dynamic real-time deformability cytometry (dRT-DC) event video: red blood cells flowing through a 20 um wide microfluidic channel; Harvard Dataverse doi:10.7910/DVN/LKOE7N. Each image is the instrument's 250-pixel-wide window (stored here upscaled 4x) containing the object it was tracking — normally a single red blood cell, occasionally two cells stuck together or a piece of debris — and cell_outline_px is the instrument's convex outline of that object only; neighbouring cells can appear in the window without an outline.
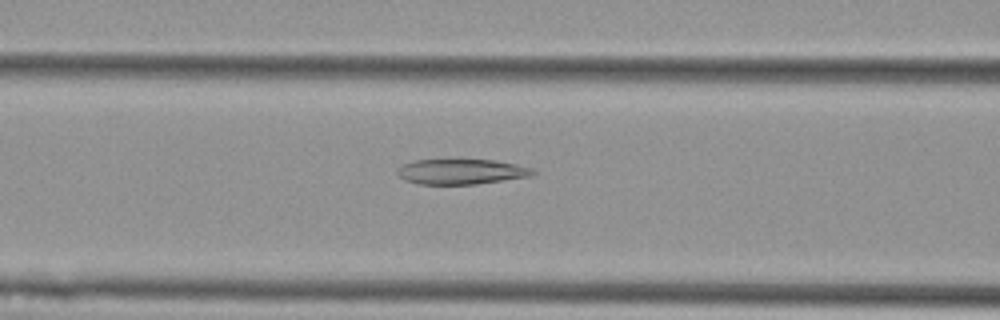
{"species": "Egyptian fruit bat (a non-hibernating species)", "species_latin": "Rousettus aegyptiacus", "temperature_condition": "cold", "stored_images_in_passage": 48, "camera_frame_rate_fps": 3000, "um_per_image_px": 0.085, "animal": {"sex": "female"}, "frame": {"image": 1, "passage_image": 16, "time_ms": 5.0, "image_size_px": [1000, 320], "cell_outline_px": [[536, 172], [532, 176], [476, 184], [420, 184], [404, 180], [396, 172], [396, 168], [404, 164], [416, 160], [492, 160], [516, 164], [532, 168]], "centroid_in_image_um": [39.21, 14.59], "position_along_channel_um": 127.4, "area_um2": 19.83}}
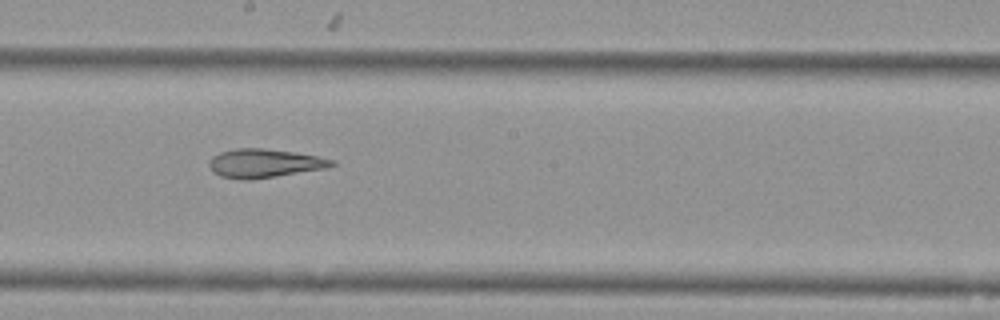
{"frame": {"image": 2, "passage_image": 24, "time_ms": 7.667, "image_size_px": [1000, 320], "cell_outline_px": [[336, 164], [328, 168], [276, 176], [248, 180], [240, 180], [220, 176], [212, 172], [208, 164], [208, 160], [212, 156], [220, 152], [236, 148], [264, 148], [296, 152], [336, 160]], "centroid_in_image_um": [22.45, 13.88], "position_along_channel_um": 225.7, "area_um2": 20.75}}
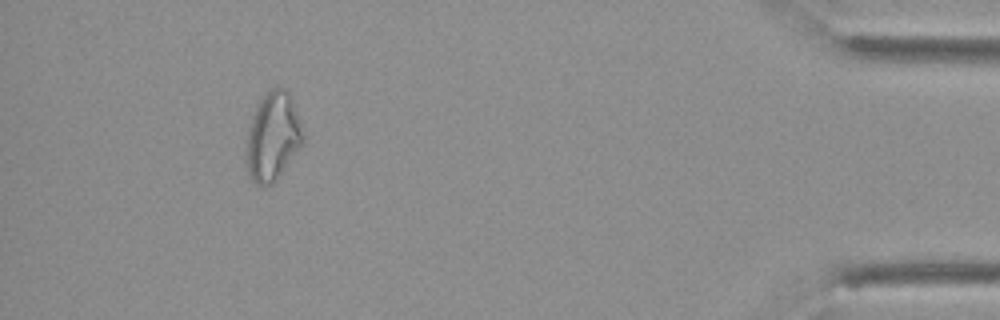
{"frame": {"image": 3, "passage_image": 44, "time_ms": 14.333, "image_size_px": [1000, 320], "cell_outline_px": [[304, 140], [276, 180], [272, 184], [256, 184], [248, 176], [248, 128], [256, 104], [260, 96], [272, 88], [284, 88], [288, 92], [296, 112], [300, 124]], "centroid_in_image_um": [23.17, 11.58], "position_along_channel_um": 412.0, "area_um2": 28.38}, "authors_computed_cell_mechanics": {"area_um2": 23.4668, "velocity_mm_per_s": 3.6986, "shape_relaxation_time_tau1_ms": null, "shape_relaxation_time_tau2_ms": 5.0003, "deformation_change_tau1": null, "deformation_change_tau2": 0.1504}}